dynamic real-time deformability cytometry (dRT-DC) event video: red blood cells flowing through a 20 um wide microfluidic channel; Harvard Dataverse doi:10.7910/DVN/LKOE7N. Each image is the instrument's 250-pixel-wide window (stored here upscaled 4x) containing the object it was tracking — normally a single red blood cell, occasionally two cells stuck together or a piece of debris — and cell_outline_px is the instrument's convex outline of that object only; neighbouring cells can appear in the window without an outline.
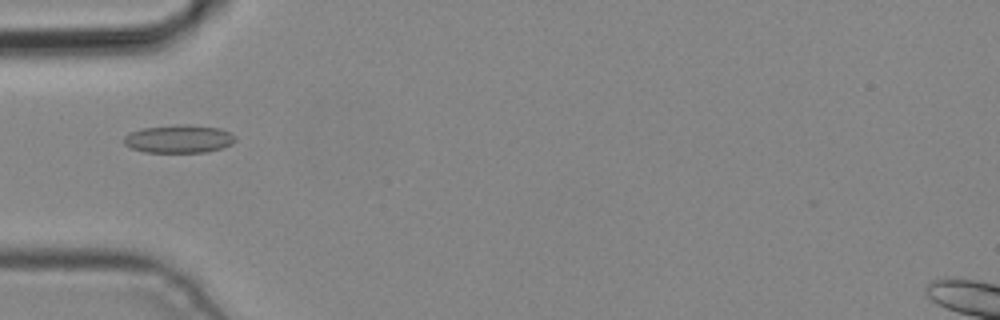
{"species": "common noctule bat (a hibernating species)", "species_latin": "Nyctalus noctula", "temperature_condition": "cold", "stored_images_in_passage": 4, "camera_frame_rate_fps": 3000, "um_per_image_px": 0.085, "animal": {"sex": "male", "body_mass_g": 19.2, "forearm_length_mm": 51.8}, "frame": {"image": 1, "passage_image": 4, "time_ms": 1.0, "image_size_px": [1000, 320], "cell_outline_px": [[236, 140], [232, 144], [224, 148], [208, 152], [144, 152], [132, 148], [124, 144], [124, 136], [128, 132], [140, 128], [176, 124], [192, 124], [220, 128], [236, 136]], "centroid_in_image_um": [15.21, 11.79], "position_along_channel_um": 69.8, "area_um2": 18.61}}